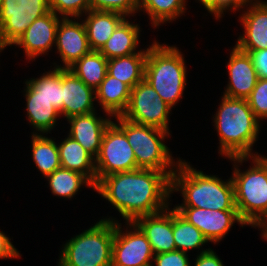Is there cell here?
Listing matches in <instances>:
<instances>
[{"label":"cell","mask_w":267,"mask_h":266,"mask_svg":"<svg viewBox=\"0 0 267 266\" xmlns=\"http://www.w3.org/2000/svg\"><path fill=\"white\" fill-rule=\"evenodd\" d=\"M94 191L120 213L124 222L156 214L171 204V179L153 169L104 176L96 183Z\"/></svg>","instance_id":"cell-1"},{"label":"cell","mask_w":267,"mask_h":266,"mask_svg":"<svg viewBox=\"0 0 267 266\" xmlns=\"http://www.w3.org/2000/svg\"><path fill=\"white\" fill-rule=\"evenodd\" d=\"M220 102L213 116V126L219 138V155L223 158L259 156L258 152L254 153L253 146L262 125L247 99L222 95Z\"/></svg>","instance_id":"cell-2"},{"label":"cell","mask_w":267,"mask_h":266,"mask_svg":"<svg viewBox=\"0 0 267 266\" xmlns=\"http://www.w3.org/2000/svg\"><path fill=\"white\" fill-rule=\"evenodd\" d=\"M174 192H180L183 198L182 203L174 207L237 210L231 175L224 181L218 175L197 170L183 159L171 176V194Z\"/></svg>","instance_id":"cell-3"},{"label":"cell","mask_w":267,"mask_h":266,"mask_svg":"<svg viewBox=\"0 0 267 266\" xmlns=\"http://www.w3.org/2000/svg\"><path fill=\"white\" fill-rule=\"evenodd\" d=\"M184 59L181 50L174 45L154 40L148 46L144 80L171 108L183 99L186 88L187 66Z\"/></svg>","instance_id":"cell-4"},{"label":"cell","mask_w":267,"mask_h":266,"mask_svg":"<svg viewBox=\"0 0 267 266\" xmlns=\"http://www.w3.org/2000/svg\"><path fill=\"white\" fill-rule=\"evenodd\" d=\"M249 159L251 166L241 170L239 167ZM228 160L234 163L231 179L236 209L244 224L252 226L267 210V156L230 157Z\"/></svg>","instance_id":"cell-5"},{"label":"cell","mask_w":267,"mask_h":266,"mask_svg":"<svg viewBox=\"0 0 267 266\" xmlns=\"http://www.w3.org/2000/svg\"><path fill=\"white\" fill-rule=\"evenodd\" d=\"M114 119L117 121L113 122L125 133L134 150L137 167L162 171L171 179L181 159L176 158L175 161L165 144L164 140L172 137L171 134L157 127L131 122L122 116Z\"/></svg>","instance_id":"cell-6"},{"label":"cell","mask_w":267,"mask_h":266,"mask_svg":"<svg viewBox=\"0 0 267 266\" xmlns=\"http://www.w3.org/2000/svg\"><path fill=\"white\" fill-rule=\"evenodd\" d=\"M114 221L98 220L62 245L58 266H112Z\"/></svg>","instance_id":"cell-7"},{"label":"cell","mask_w":267,"mask_h":266,"mask_svg":"<svg viewBox=\"0 0 267 266\" xmlns=\"http://www.w3.org/2000/svg\"><path fill=\"white\" fill-rule=\"evenodd\" d=\"M49 11L48 0H2L0 54L7 46L12 47L35 19Z\"/></svg>","instance_id":"cell-8"},{"label":"cell","mask_w":267,"mask_h":266,"mask_svg":"<svg viewBox=\"0 0 267 266\" xmlns=\"http://www.w3.org/2000/svg\"><path fill=\"white\" fill-rule=\"evenodd\" d=\"M110 219L114 221L112 266H152L154 253L142 231L133 222H124L125 230L117 218L102 217Z\"/></svg>","instance_id":"cell-9"},{"label":"cell","mask_w":267,"mask_h":266,"mask_svg":"<svg viewBox=\"0 0 267 266\" xmlns=\"http://www.w3.org/2000/svg\"><path fill=\"white\" fill-rule=\"evenodd\" d=\"M172 108L143 80L131 89L130 100L122 117L141 125H149L170 131Z\"/></svg>","instance_id":"cell-10"},{"label":"cell","mask_w":267,"mask_h":266,"mask_svg":"<svg viewBox=\"0 0 267 266\" xmlns=\"http://www.w3.org/2000/svg\"><path fill=\"white\" fill-rule=\"evenodd\" d=\"M96 183L104 176L139 169L125 133L112 121L95 158Z\"/></svg>","instance_id":"cell-11"},{"label":"cell","mask_w":267,"mask_h":266,"mask_svg":"<svg viewBox=\"0 0 267 266\" xmlns=\"http://www.w3.org/2000/svg\"><path fill=\"white\" fill-rule=\"evenodd\" d=\"M188 222L199 229L204 237L214 244L222 241L234 223L246 226L237 210H210L195 207H174Z\"/></svg>","instance_id":"cell-12"},{"label":"cell","mask_w":267,"mask_h":266,"mask_svg":"<svg viewBox=\"0 0 267 266\" xmlns=\"http://www.w3.org/2000/svg\"><path fill=\"white\" fill-rule=\"evenodd\" d=\"M72 19L62 18L57 27L55 48L63 64L59 65L54 62L56 68L69 69L91 51L82 19Z\"/></svg>","instance_id":"cell-13"},{"label":"cell","mask_w":267,"mask_h":266,"mask_svg":"<svg viewBox=\"0 0 267 266\" xmlns=\"http://www.w3.org/2000/svg\"><path fill=\"white\" fill-rule=\"evenodd\" d=\"M62 17L51 10L35 19L14 46L24 49L26 59L35 61L38 56L47 55L55 47L56 31Z\"/></svg>","instance_id":"cell-14"},{"label":"cell","mask_w":267,"mask_h":266,"mask_svg":"<svg viewBox=\"0 0 267 266\" xmlns=\"http://www.w3.org/2000/svg\"><path fill=\"white\" fill-rule=\"evenodd\" d=\"M238 20L244 34L239 35L235 46L241 51L267 49V6L260 1L248 2Z\"/></svg>","instance_id":"cell-15"},{"label":"cell","mask_w":267,"mask_h":266,"mask_svg":"<svg viewBox=\"0 0 267 266\" xmlns=\"http://www.w3.org/2000/svg\"><path fill=\"white\" fill-rule=\"evenodd\" d=\"M226 65L229 76L223 95L231 98L247 99L258 80L251 57L248 53L233 46Z\"/></svg>","instance_id":"cell-16"},{"label":"cell","mask_w":267,"mask_h":266,"mask_svg":"<svg viewBox=\"0 0 267 266\" xmlns=\"http://www.w3.org/2000/svg\"><path fill=\"white\" fill-rule=\"evenodd\" d=\"M97 113L98 111H95L65 119L70 125L67 134L79 142L94 159L99 153L106 128L114 120L107 113H105L104 117L98 116Z\"/></svg>","instance_id":"cell-17"},{"label":"cell","mask_w":267,"mask_h":266,"mask_svg":"<svg viewBox=\"0 0 267 266\" xmlns=\"http://www.w3.org/2000/svg\"><path fill=\"white\" fill-rule=\"evenodd\" d=\"M62 100L63 118L66 119L97 111L95 89L87 86L70 69L62 68Z\"/></svg>","instance_id":"cell-18"},{"label":"cell","mask_w":267,"mask_h":266,"mask_svg":"<svg viewBox=\"0 0 267 266\" xmlns=\"http://www.w3.org/2000/svg\"><path fill=\"white\" fill-rule=\"evenodd\" d=\"M133 223L151 244L154 255L176 250L173 237V208L136 218Z\"/></svg>","instance_id":"cell-19"},{"label":"cell","mask_w":267,"mask_h":266,"mask_svg":"<svg viewBox=\"0 0 267 266\" xmlns=\"http://www.w3.org/2000/svg\"><path fill=\"white\" fill-rule=\"evenodd\" d=\"M23 91L27 120L35 129L31 134H50L61 117L59 111L47 99L36 96V91L26 81Z\"/></svg>","instance_id":"cell-20"},{"label":"cell","mask_w":267,"mask_h":266,"mask_svg":"<svg viewBox=\"0 0 267 266\" xmlns=\"http://www.w3.org/2000/svg\"><path fill=\"white\" fill-rule=\"evenodd\" d=\"M140 32V24L135 23V20L133 23L128 18H125L99 52L107 60L134 53H148V48L137 50L140 42Z\"/></svg>","instance_id":"cell-21"},{"label":"cell","mask_w":267,"mask_h":266,"mask_svg":"<svg viewBox=\"0 0 267 266\" xmlns=\"http://www.w3.org/2000/svg\"><path fill=\"white\" fill-rule=\"evenodd\" d=\"M82 21L85 25L88 44L91 50L99 51L108 41L118 25L126 18L115 11H88Z\"/></svg>","instance_id":"cell-22"},{"label":"cell","mask_w":267,"mask_h":266,"mask_svg":"<svg viewBox=\"0 0 267 266\" xmlns=\"http://www.w3.org/2000/svg\"><path fill=\"white\" fill-rule=\"evenodd\" d=\"M95 94L101 110L114 118L122 116L127 109L131 88L119 79L106 74L105 79L95 89Z\"/></svg>","instance_id":"cell-23"},{"label":"cell","mask_w":267,"mask_h":266,"mask_svg":"<svg viewBox=\"0 0 267 266\" xmlns=\"http://www.w3.org/2000/svg\"><path fill=\"white\" fill-rule=\"evenodd\" d=\"M61 141L58 143L61 167L81 173L96 185L95 159L69 135Z\"/></svg>","instance_id":"cell-24"},{"label":"cell","mask_w":267,"mask_h":266,"mask_svg":"<svg viewBox=\"0 0 267 266\" xmlns=\"http://www.w3.org/2000/svg\"><path fill=\"white\" fill-rule=\"evenodd\" d=\"M147 53L108 59L107 74L127 84L131 89L144 80Z\"/></svg>","instance_id":"cell-25"},{"label":"cell","mask_w":267,"mask_h":266,"mask_svg":"<svg viewBox=\"0 0 267 266\" xmlns=\"http://www.w3.org/2000/svg\"><path fill=\"white\" fill-rule=\"evenodd\" d=\"M138 13L142 11L149 16L152 27L158 28L161 24L172 23L178 17L185 15L186 0H137Z\"/></svg>","instance_id":"cell-26"},{"label":"cell","mask_w":267,"mask_h":266,"mask_svg":"<svg viewBox=\"0 0 267 266\" xmlns=\"http://www.w3.org/2000/svg\"><path fill=\"white\" fill-rule=\"evenodd\" d=\"M30 136L32 139V159L35 167L45 178L61 167L58 144L54 137L50 138L47 134H32Z\"/></svg>","instance_id":"cell-27"},{"label":"cell","mask_w":267,"mask_h":266,"mask_svg":"<svg viewBox=\"0 0 267 266\" xmlns=\"http://www.w3.org/2000/svg\"><path fill=\"white\" fill-rule=\"evenodd\" d=\"M45 178L51 193L67 200L75 197L83 185L95 190V185L86 176L62 167Z\"/></svg>","instance_id":"cell-28"},{"label":"cell","mask_w":267,"mask_h":266,"mask_svg":"<svg viewBox=\"0 0 267 266\" xmlns=\"http://www.w3.org/2000/svg\"><path fill=\"white\" fill-rule=\"evenodd\" d=\"M108 60L96 50H91L69 69L87 86L96 89L105 79Z\"/></svg>","instance_id":"cell-29"},{"label":"cell","mask_w":267,"mask_h":266,"mask_svg":"<svg viewBox=\"0 0 267 266\" xmlns=\"http://www.w3.org/2000/svg\"><path fill=\"white\" fill-rule=\"evenodd\" d=\"M173 237L176 250L189 253L190 250H200L199 253L208 251L210 248L202 249L209 241L204 237L202 232L193 224L183 218L173 208Z\"/></svg>","instance_id":"cell-30"},{"label":"cell","mask_w":267,"mask_h":266,"mask_svg":"<svg viewBox=\"0 0 267 266\" xmlns=\"http://www.w3.org/2000/svg\"><path fill=\"white\" fill-rule=\"evenodd\" d=\"M26 82L36 91V96L47 99L63 117L62 68L53 67L40 77L27 79Z\"/></svg>","instance_id":"cell-31"},{"label":"cell","mask_w":267,"mask_h":266,"mask_svg":"<svg viewBox=\"0 0 267 266\" xmlns=\"http://www.w3.org/2000/svg\"><path fill=\"white\" fill-rule=\"evenodd\" d=\"M48 6L62 18H83L91 10L90 0H48Z\"/></svg>","instance_id":"cell-32"},{"label":"cell","mask_w":267,"mask_h":266,"mask_svg":"<svg viewBox=\"0 0 267 266\" xmlns=\"http://www.w3.org/2000/svg\"><path fill=\"white\" fill-rule=\"evenodd\" d=\"M247 101L260 122L267 119V79L258 78L256 86Z\"/></svg>","instance_id":"cell-33"},{"label":"cell","mask_w":267,"mask_h":266,"mask_svg":"<svg viewBox=\"0 0 267 266\" xmlns=\"http://www.w3.org/2000/svg\"><path fill=\"white\" fill-rule=\"evenodd\" d=\"M91 10L115 11L130 19L138 13L137 0H90Z\"/></svg>","instance_id":"cell-34"},{"label":"cell","mask_w":267,"mask_h":266,"mask_svg":"<svg viewBox=\"0 0 267 266\" xmlns=\"http://www.w3.org/2000/svg\"><path fill=\"white\" fill-rule=\"evenodd\" d=\"M188 257V253L174 250L154 255L153 261L155 266H191Z\"/></svg>","instance_id":"cell-35"},{"label":"cell","mask_w":267,"mask_h":266,"mask_svg":"<svg viewBox=\"0 0 267 266\" xmlns=\"http://www.w3.org/2000/svg\"><path fill=\"white\" fill-rule=\"evenodd\" d=\"M247 3V0H216V5L208 13L214 16L218 21L222 16L224 17L225 12L229 10L231 12L244 10Z\"/></svg>","instance_id":"cell-36"},{"label":"cell","mask_w":267,"mask_h":266,"mask_svg":"<svg viewBox=\"0 0 267 266\" xmlns=\"http://www.w3.org/2000/svg\"><path fill=\"white\" fill-rule=\"evenodd\" d=\"M251 57L252 63L259 79H267V49L256 51H243Z\"/></svg>","instance_id":"cell-37"},{"label":"cell","mask_w":267,"mask_h":266,"mask_svg":"<svg viewBox=\"0 0 267 266\" xmlns=\"http://www.w3.org/2000/svg\"><path fill=\"white\" fill-rule=\"evenodd\" d=\"M19 257L21 254L11 242V238L0 230V259H17Z\"/></svg>","instance_id":"cell-38"},{"label":"cell","mask_w":267,"mask_h":266,"mask_svg":"<svg viewBox=\"0 0 267 266\" xmlns=\"http://www.w3.org/2000/svg\"><path fill=\"white\" fill-rule=\"evenodd\" d=\"M194 266H224L220 257L213 249L196 255Z\"/></svg>","instance_id":"cell-39"},{"label":"cell","mask_w":267,"mask_h":266,"mask_svg":"<svg viewBox=\"0 0 267 266\" xmlns=\"http://www.w3.org/2000/svg\"><path fill=\"white\" fill-rule=\"evenodd\" d=\"M260 228V236L267 241V210L266 212L251 226V228Z\"/></svg>","instance_id":"cell-40"},{"label":"cell","mask_w":267,"mask_h":266,"mask_svg":"<svg viewBox=\"0 0 267 266\" xmlns=\"http://www.w3.org/2000/svg\"><path fill=\"white\" fill-rule=\"evenodd\" d=\"M198 1L208 12L216 5V0H196Z\"/></svg>","instance_id":"cell-41"},{"label":"cell","mask_w":267,"mask_h":266,"mask_svg":"<svg viewBox=\"0 0 267 266\" xmlns=\"http://www.w3.org/2000/svg\"><path fill=\"white\" fill-rule=\"evenodd\" d=\"M262 4L266 5L267 6V1H262V0H259Z\"/></svg>","instance_id":"cell-42"},{"label":"cell","mask_w":267,"mask_h":266,"mask_svg":"<svg viewBox=\"0 0 267 266\" xmlns=\"http://www.w3.org/2000/svg\"><path fill=\"white\" fill-rule=\"evenodd\" d=\"M248 2H256V1H259V0H247Z\"/></svg>","instance_id":"cell-43"}]
</instances>
